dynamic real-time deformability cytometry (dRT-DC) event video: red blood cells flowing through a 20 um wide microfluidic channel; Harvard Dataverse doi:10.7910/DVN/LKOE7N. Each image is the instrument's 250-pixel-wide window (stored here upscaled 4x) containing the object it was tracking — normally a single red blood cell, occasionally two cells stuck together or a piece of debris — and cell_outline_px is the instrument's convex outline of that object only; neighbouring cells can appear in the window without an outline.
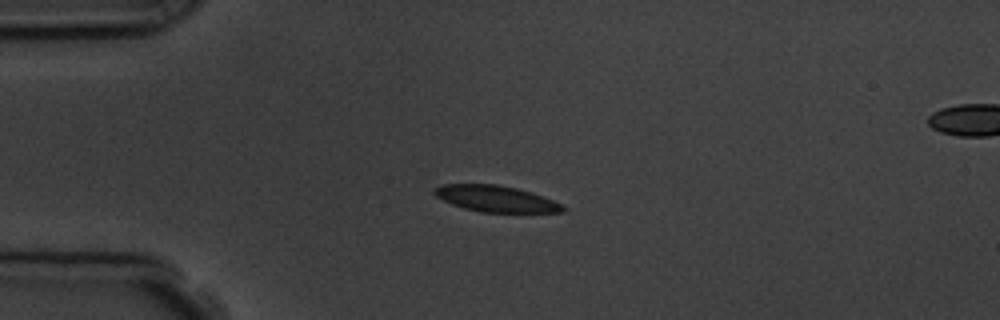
{"species": "common noctule bat (a hibernating species)", "species_latin": "Nyctalus noctula", "temperature_condition": "room temperature", "stored_images_in_passage": 8, "camera_frame_rate_fps": 3000, "um_per_image_px": 0.085, "animal": {"sex": "male", "body_mass_g": 19.5, "forearm_length_mm": 54.6}, "frame": {"image": 1, "passage_image": 3, "time_ms": 2.333, "image_size_px": [1000, 320], "cell_outline_px": [[568, 208], [564, 212], [480, 212], [464, 208], [452, 204], [436, 196], [432, 192], [432, 188], [444, 184], [496, 184], [516, 188], [532, 192], [552, 200]], "centroid_in_image_um": [42.13, 16.89], "position_along_channel_um": 42.9, "area_um2": 19.59}}